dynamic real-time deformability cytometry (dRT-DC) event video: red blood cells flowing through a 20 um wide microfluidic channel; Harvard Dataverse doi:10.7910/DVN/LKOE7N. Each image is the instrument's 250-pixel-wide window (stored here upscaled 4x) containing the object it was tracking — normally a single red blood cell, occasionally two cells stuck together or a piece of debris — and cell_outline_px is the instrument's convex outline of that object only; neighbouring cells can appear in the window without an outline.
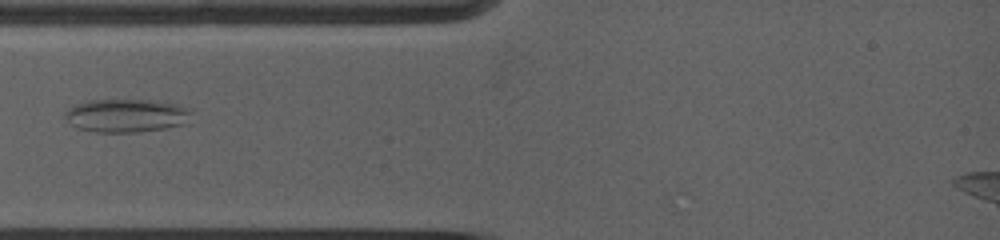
{"species": "common noctule bat (a hibernating species)", "species_latin": "Nyctalus noctula", "temperature_condition": "warm", "stored_images_in_passage": 2, "camera_frame_rate_fps": 5000, "um_per_image_px": 0.085, "animal": {"sex": "female", "body_mass_g": 19.0, "forearm_length_mm": 53.3}, "frame": {"image": 1, "passage_image": 1, "time_ms": 0.0, "image_size_px": [1000, 240], "cell_outline_px": [[192, 108], [184, 124], [164, 128], [136, 132], [96, 132], [76, 128], [64, 116], [64, 112], [68, 108], [76, 104], [88, 100], [164, 100]], "centroid_in_image_um": [10.74, 9.8], "position_along_channel_um": 74.3, "area_um2": 24.62}}